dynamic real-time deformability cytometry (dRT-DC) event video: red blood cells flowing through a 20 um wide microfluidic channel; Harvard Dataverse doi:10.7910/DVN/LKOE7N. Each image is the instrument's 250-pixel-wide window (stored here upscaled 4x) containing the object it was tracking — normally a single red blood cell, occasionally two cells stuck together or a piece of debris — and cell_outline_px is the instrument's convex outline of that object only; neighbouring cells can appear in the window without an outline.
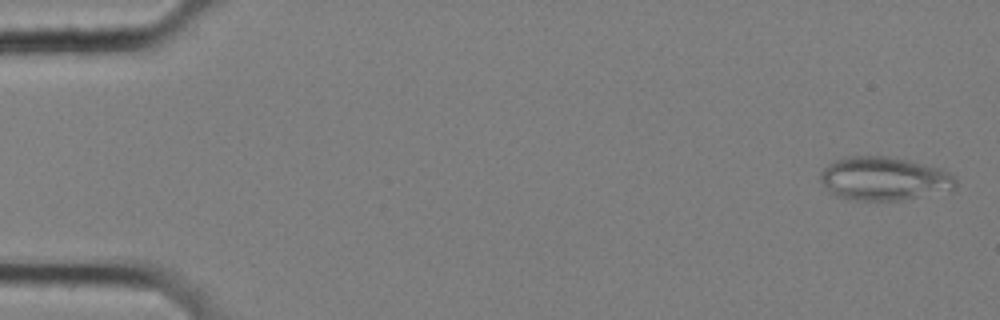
{"species": "common noctule bat (a hibernating species)", "species_latin": "Nyctalus noctula", "temperature_condition": "cold", "stored_images_in_passage": 58, "camera_frame_rate_fps": 3000, "um_per_image_px": 0.085, "animal": {"sex": "female", "body_mass_g": 25.1}, "frame": {"image": 1, "passage_image": 2, "time_ms": 0.333, "image_size_px": [1000, 320], "cell_outline_px": [[956, 184], [952, 188], [916, 196], [896, 200], [864, 200], [836, 196], [820, 180], [820, 172], [828, 164], [836, 160], [852, 156], [888, 156], [908, 160], [940, 168], [956, 176]], "centroid_in_image_um": [75.11, 15.15], "position_along_channel_um": 9.9, "area_um2": 33.41}}
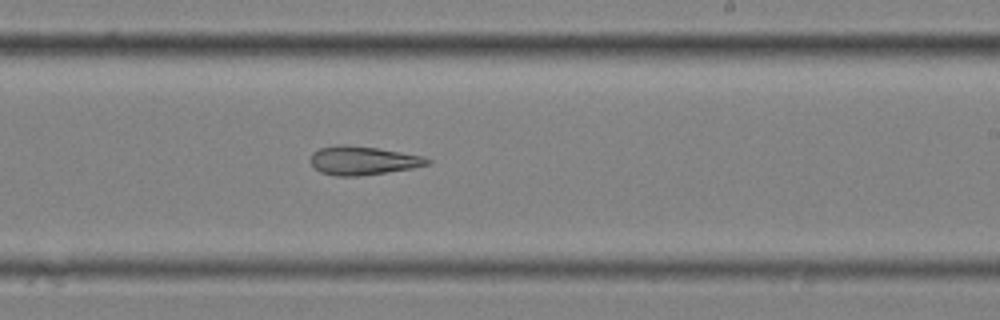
{"frame": {"image": 2, "passage_image": 35, "time_ms": 11.333, "image_size_px": [1000, 320], "cell_outline_px": [[432, 160], [428, 164], [412, 168], [360, 176], [336, 176], [320, 172], [308, 160], [312, 152], [320, 148], [340, 144], [376, 148], [400, 152], [420, 156]], "centroid_in_image_um": [30.78, 13.65], "position_along_channel_um": 258.2, "area_um2": 19.31}}
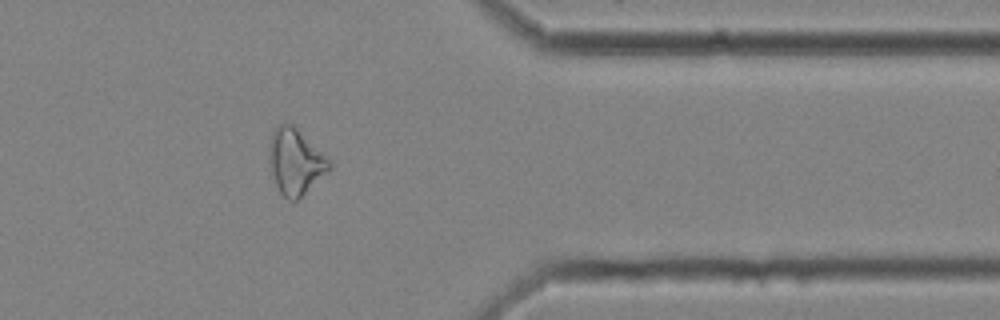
{"frame": {"image": 3, "passage_image": 47, "time_ms": 15.333, "image_size_px": [1000, 320], "cell_outline_px": [[332, 168], [296, 200], [288, 200], [280, 192], [276, 184], [268, 156], [272, 128], [288, 120], [332, 160]], "centroid_in_image_um": [25.12, 13.68], "position_along_channel_um": 386.3, "area_um2": 23.06}, "authors_computed_cell_mechanics": {"area_um2": 24.6806, "velocity_mm_per_s": 3.5273, "shape_relaxation_time_tau1_ms": null, "shape_relaxation_time_tau2_ms": 10.2363, "deformation_change_tau1": null, "deformation_change_tau2": 0.2494}}